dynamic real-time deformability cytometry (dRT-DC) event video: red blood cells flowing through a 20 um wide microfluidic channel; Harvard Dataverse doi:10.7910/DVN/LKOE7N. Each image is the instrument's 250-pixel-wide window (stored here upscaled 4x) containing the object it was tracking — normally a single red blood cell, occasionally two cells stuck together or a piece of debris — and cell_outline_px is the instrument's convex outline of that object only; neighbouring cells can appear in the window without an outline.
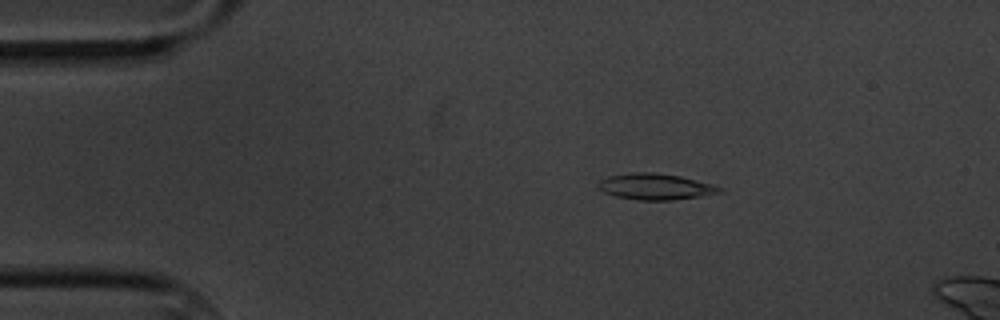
{"species": "common noctule bat (a hibernating species)", "species_latin": "Nyctalus noctula", "temperature_condition": "cold", "stored_images_in_passage": 6, "camera_frame_rate_fps": 3000, "um_per_image_px": 0.085, "animal": {"sex": "male", "body_mass_g": 20.1, "forearm_length_mm": 53.5}, "frame": {"image": 1, "passage_image": 2, "time_ms": 1.0, "image_size_px": [1000, 320], "cell_outline_px": [[724, 192], [700, 196], [672, 200], [636, 200], [616, 196], [604, 192], [596, 184], [600, 180], [608, 176], [632, 172], [656, 172], [680, 176], [712, 184], [724, 188]], "centroid_in_image_um": [55.72, 15.86], "position_along_channel_um": 29.3, "area_um2": 18.55}}
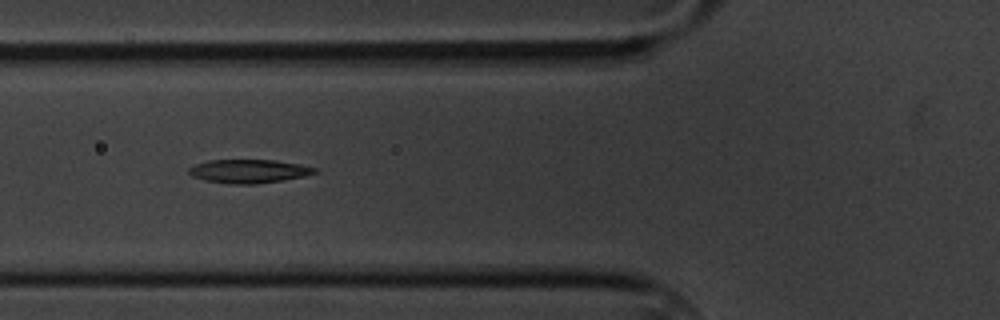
{"frame": {"image": 2, "passage_image": 5, "time_ms": 4.667, "image_size_px": [1000, 320], "cell_outline_px": [[316, 172], [304, 176], [256, 184], [232, 184], [204, 180], [192, 176], [188, 172], [188, 168], [196, 164], [208, 160], [276, 160], [300, 164], [316, 168]], "centroid_in_image_um": [21.11, 14.55], "position_along_channel_um": 104.7, "area_um2": 17.17}}
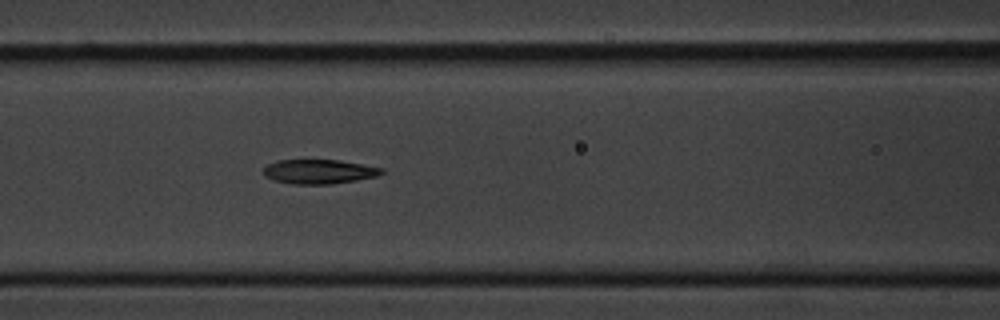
{"frame": {"image": 3, "passage_image": 6, "time_ms": 5.667, "image_size_px": [1000, 320], "cell_outline_px": [[384, 172], [376, 176], [356, 180], [332, 184], [292, 184], [272, 180], [264, 176], [264, 168], [268, 164], [276, 160], [340, 160], [384, 168]], "centroid_in_image_um": [27.1, 14.58], "position_along_channel_um": 139.5, "area_um2": 16.82}}